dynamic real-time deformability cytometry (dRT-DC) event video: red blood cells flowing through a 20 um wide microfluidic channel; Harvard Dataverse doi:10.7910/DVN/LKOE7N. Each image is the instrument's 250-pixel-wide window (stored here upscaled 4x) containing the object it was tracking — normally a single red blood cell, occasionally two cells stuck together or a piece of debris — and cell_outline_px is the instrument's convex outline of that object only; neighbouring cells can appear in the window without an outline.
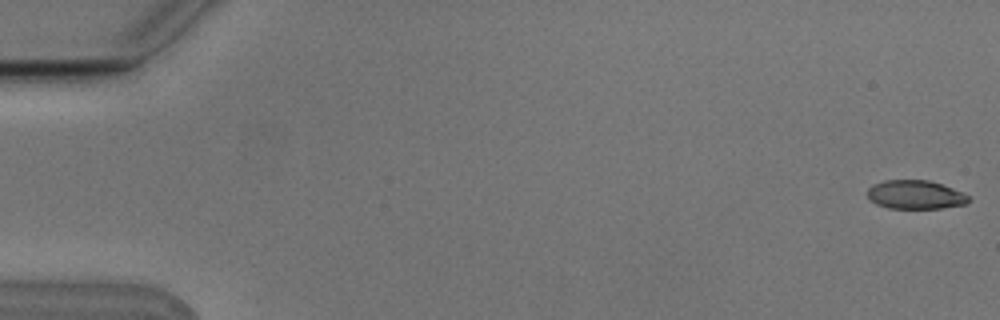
{"species": "Egyptian fruit bat (a non-hibernating species)", "species_latin": "Rousettus aegyptiacus", "temperature_condition": "cold", "stored_images_in_passage": 8, "camera_frame_rate_fps": 3000, "um_per_image_px": 0.085, "animal": {"sex": "male"}, "frame": {"image": 1, "passage_image": 1, "time_ms": 0.0, "image_size_px": [1000, 320], "cell_outline_px": [[968, 200], [964, 204], [940, 208], [888, 208], [876, 204], [868, 196], [868, 188], [872, 184], [884, 180], [928, 180], [952, 188], [968, 196]], "centroid_in_image_um": [77.75, 16.54], "position_along_channel_um": 7.3, "area_um2": 16.65}}
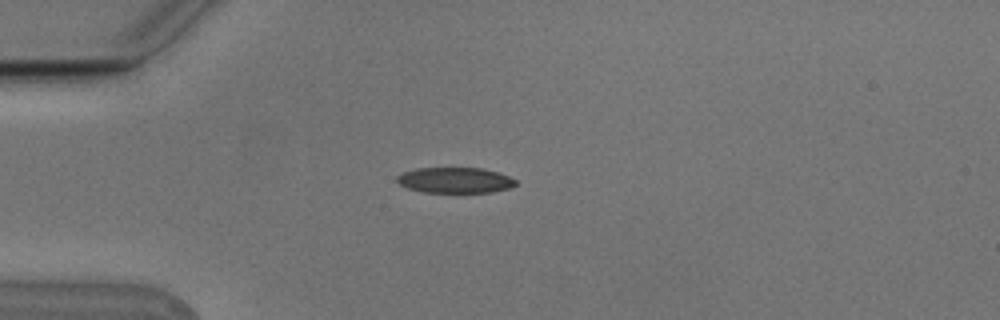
{"frame": {"image": 2, "passage_image": 5, "time_ms": 1.333, "image_size_px": [1000, 320], "cell_outline_px": [[516, 184], [508, 188], [492, 192], [424, 192], [408, 188], [400, 184], [396, 180], [396, 176], [404, 172], [416, 168], [484, 168], [508, 176], [516, 180]], "centroid_in_image_um": [38.66, 15.31], "position_along_channel_um": 46.3, "area_um2": 17.57}}
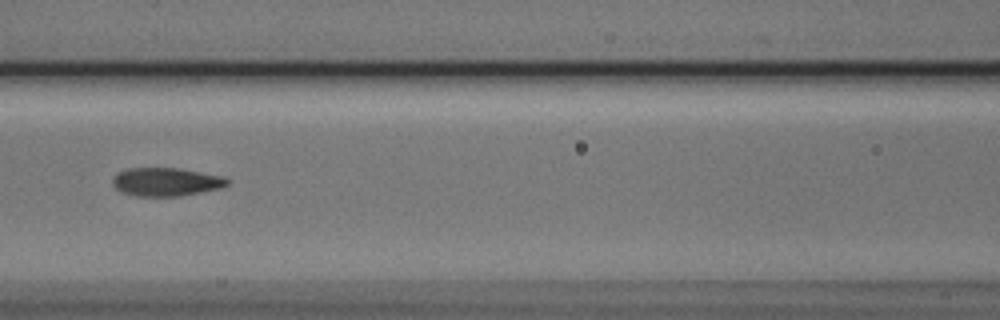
{"frame": {"image": 3, "passage_image": 8, "time_ms": 2.333, "image_size_px": [1000, 320], "cell_outline_px": [[232, 180], [224, 188], [180, 196], [136, 196], [124, 192], [116, 188], [112, 184], [112, 176], [128, 168], [180, 168], [224, 176]], "centroid_in_image_um": [14.18, 15.45], "position_along_channel_um": 152.4, "area_um2": 19.19}}